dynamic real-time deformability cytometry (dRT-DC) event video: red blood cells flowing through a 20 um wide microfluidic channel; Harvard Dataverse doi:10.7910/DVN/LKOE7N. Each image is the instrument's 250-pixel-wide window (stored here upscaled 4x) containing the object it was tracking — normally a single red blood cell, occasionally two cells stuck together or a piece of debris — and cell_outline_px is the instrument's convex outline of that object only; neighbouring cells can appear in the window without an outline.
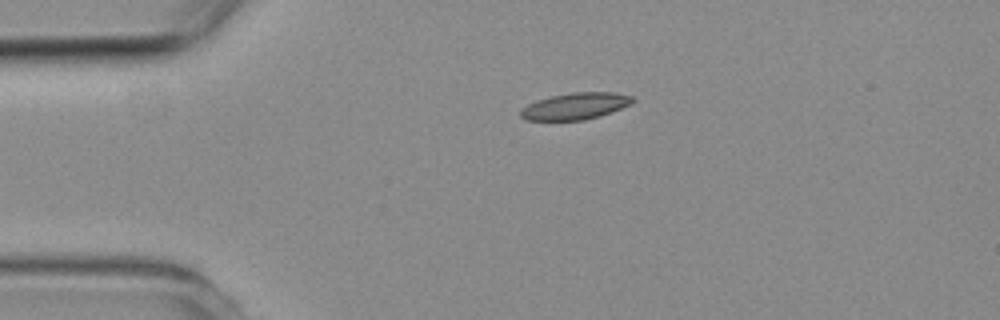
{"species": "common noctule bat (a hibernating species)", "species_latin": "Nyctalus noctula", "temperature_condition": "room temperature", "stored_images_in_passage": 2, "camera_frame_rate_fps": 3000, "um_per_image_px": 0.085, "animal": {"sex": "female", "body_mass_g": 19.3, "forearm_length_mm": 54.1}, "frame": {"image": 1, "passage_image": 1, "time_ms": 0.0, "image_size_px": [1000, 320], "cell_outline_px": [[636, 100], [632, 104], [612, 112], [600, 116], [584, 120], [524, 120], [520, 116], [520, 108], [536, 100], [552, 96], [572, 92], [616, 92], [632, 96]], "centroid_in_image_um": [48.92, 9.02], "position_along_channel_um": 36.1, "area_um2": 17.63}}